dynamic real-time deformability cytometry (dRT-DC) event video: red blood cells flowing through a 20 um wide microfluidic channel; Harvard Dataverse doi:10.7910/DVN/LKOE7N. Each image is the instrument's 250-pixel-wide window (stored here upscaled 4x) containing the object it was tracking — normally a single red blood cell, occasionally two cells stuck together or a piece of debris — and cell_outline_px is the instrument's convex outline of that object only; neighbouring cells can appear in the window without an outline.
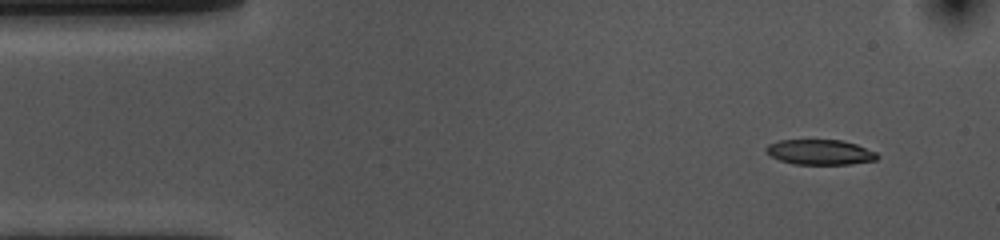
{"species": "common noctule bat (a hibernating species)", "species_latin": "Nyctalus noctula", "temperature_condition": "cold", "stored_images_in_passage": 51, "camera_frame_rate_fps": 3000, "um_per_image_px": 0.085, "animal": {"sex": "female", "body_mass_g": 10.0, "forearm_length_mm": 53.1}, "frame": {"image": 1, "passage_image": 1, "time_ms": 0.0, "image_size_px": [1000, 240], "cell_outline_px": [[880, 156], [876, 160], [852, 164], [796, 164], [780, 160], [772, 156], [764, 148], [768, 144], [780, 140], [844, 140], [856, 144], [876, 152]], "centroid_in_image_um": [69.74, 12.93], "position_along_channel_um": 15.3, "area_um2": 16.24}}
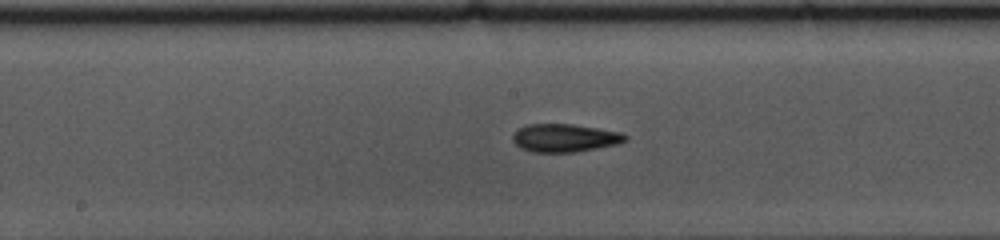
{"frame": {"image": 2, "passage_image": 23, "time_ms": 7.333, "image_size_px": [1000, 240], "cell_outline_px": [[628, 140], [616, 144], [596, 148], [572, 152], [532, 152], [520, 148], [512, 140], [512, 136], [516, 128], [528, 124], [572, 124], [620, 132], [628, 136]], "centroid_in_image_um": [47.95, 11.72], "position_along_channel_um": 200.2, "area_um2": 18.38}}
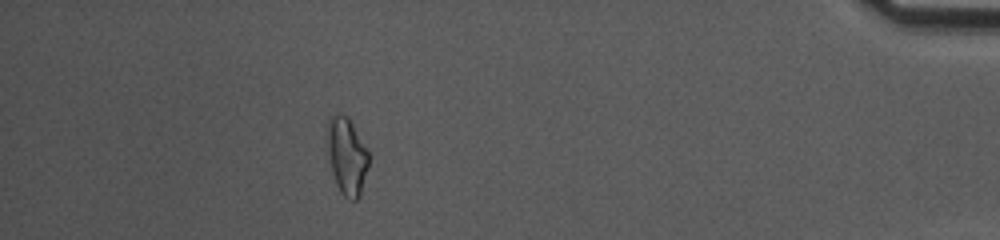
{"frame": {"image": 3, "passage_image": 45, "time_ms": 14.667, "image_size_px": [1000, 240], "cell_outline_px": [[368, 168], [360, 196], [356, 200], [348, 200], [340, 192], [336, 184], [332, 172], [324, 140], [324, 132], [328, 116], [340, 112], [348, 116], [368, 152]], "centroid_in_image_um": [29.41, 13.21], "position_along_channel_um": 405.8, "area_um2": 19.31}, "authors_computed_cell_mechanics": {"area_um2": 17.8602, "velocity_mm_per_s": 3.5908, "shape_relaxation_time_tau1_ms": 7.2106, "shape_relaxation_time_tau2_ms": 4.7064, "deformation_change_tau1": 0.1776, "deformation_change_tau2": 0.1445}}